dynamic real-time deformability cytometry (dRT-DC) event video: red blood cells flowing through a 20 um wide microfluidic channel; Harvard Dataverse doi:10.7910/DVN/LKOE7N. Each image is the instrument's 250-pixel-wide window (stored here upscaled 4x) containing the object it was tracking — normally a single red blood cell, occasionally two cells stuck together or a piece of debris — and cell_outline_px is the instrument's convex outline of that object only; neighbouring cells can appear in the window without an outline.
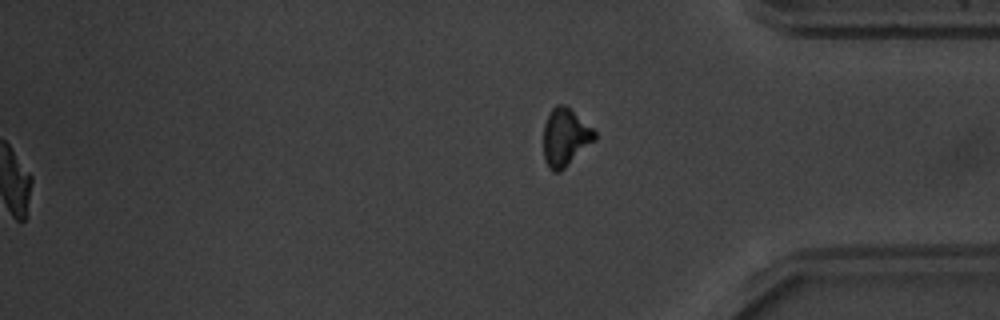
{"species": "common noctule bat (a hibernating species)", "species_latin": "Nyctalus noctula", "temperature_condition": "warm", "stored_images_in_passage": 56, "segment_of_instrument_passage": [2, 2], "camera_frame_rate_fps": 3000, "um_per_image_px": 0.085, "animal": {"sex": "male", "body_mass_g": 20.1, "forearm_length_mm": 53.5}, "frame": {"image": 1, "passage_image": 56, "time_ms": 18.333, "image_size_px": [1000, 320], "cell_outline_px": [[596, 140], [560, 172], [552, 172], [548, 168], [544, 160], [544, 124], [552, 108], [556, 104], [564, 104], [592, 128], [596, 132]], "centroid_in_image_um": [48.04, 11.7], "position_along_channel_um": 387.2, "area_um2": 17.17}}